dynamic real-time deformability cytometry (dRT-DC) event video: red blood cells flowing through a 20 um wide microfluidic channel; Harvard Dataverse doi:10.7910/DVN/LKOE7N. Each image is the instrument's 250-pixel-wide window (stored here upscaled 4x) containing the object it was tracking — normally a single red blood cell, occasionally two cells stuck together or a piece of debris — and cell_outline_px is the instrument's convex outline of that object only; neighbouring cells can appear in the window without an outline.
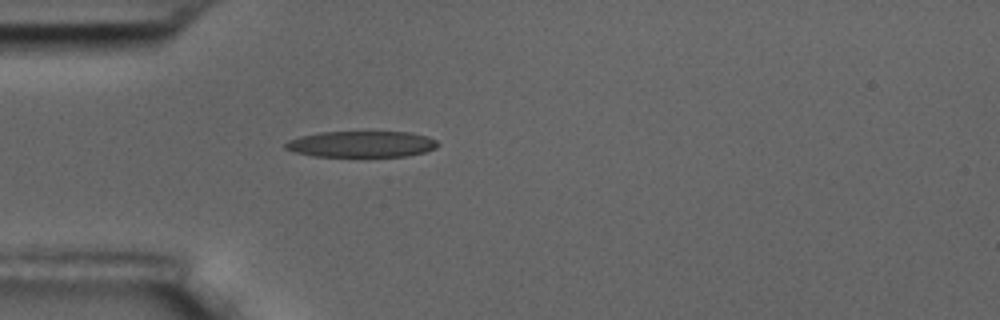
{"species": "common noctule bat (a hibernating species)", "species_latin": "Nyctalus noctula", "temperature_condition": "room temperature", "stored_images_in_passage": 1, "camera_frame_rate_fps": 3000, "um_per_image_px": 0.085, "animal": {"sex": "male", "body_mass_g": 17.5, "forearm_length_mm": 52.3}, "frame": {"image": 1, "passage_image": 1, "time_ms": 0.0, "image_size_px": [1000, 320], "cell_outline_px": [[440, 144], [436, 148], [424, 152], [404, 156], [312, 156], [296, 152], [284, 148], [284, 144], [288, 140], [300, 136], [320, 132], [408, 132], [428, 136], [436, 140]], "centroid_in_image_um": [30.73, 12.24], "position_along_channel_um": 54.3, "area_um2": 23.18}}